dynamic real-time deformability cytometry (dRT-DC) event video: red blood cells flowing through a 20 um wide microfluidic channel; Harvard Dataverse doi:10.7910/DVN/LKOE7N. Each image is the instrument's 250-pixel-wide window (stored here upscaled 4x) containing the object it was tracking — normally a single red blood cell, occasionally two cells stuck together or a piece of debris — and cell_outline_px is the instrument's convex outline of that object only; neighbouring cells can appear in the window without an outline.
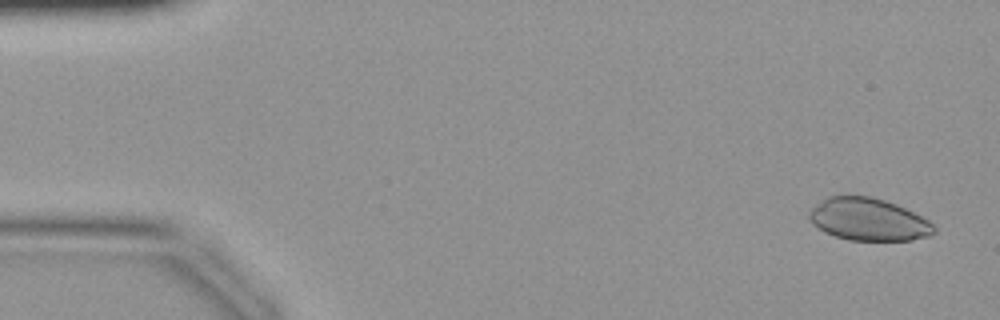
{"species": "common noctule bat (a hibernating species)", "species_latin": "Nyctalus noctula", "temperature_condition": "warm", "stored_images_in_passage": 43, "camera_frame_rate_fps": 3000, "um_per_image_px": 0.085, "animal": {"sex": "female", "body_mass_g": 19.9}, "frame": {"image": 1, "passage_image": 2, "time_ms": 0.333, "image_size_px": [1000, 320], "cell_outline_px": [[936, 232], [928, 236], [912, 240], [848, 240], [824, 232], [812, 224], [808, 216], [808, 212], [812, 208], [828, 196], [872, 196], [896, 204], [928, 220], [936, 228]], "centroid_in_image_um": [73.8, 18.66], "position_along_channel_um": 11.2, "area_um2": 30.69}}
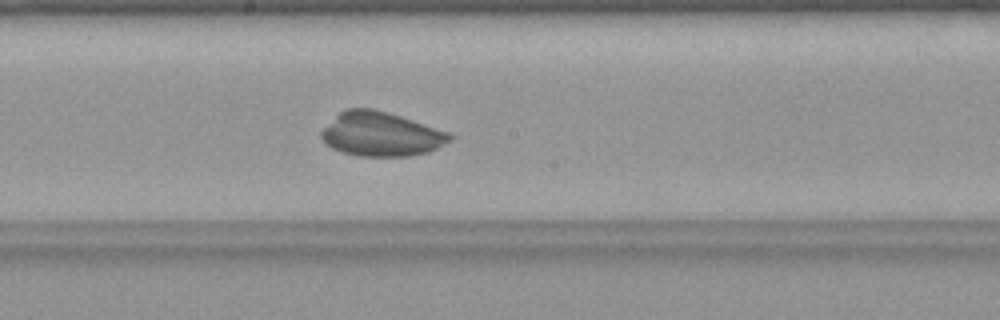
{"frame": {"image": 2, "passage_image": 23, "time_ms": 7.333, "image_size_px": [1000, 320], "cell_outline_px": [[452, 140], [428, 152], [408, 156], [356, 156], [340, 152], [332, 148], [320, 136], [320, 132], [340, 112], [348, 108], [372, 108], [388, 112], [448, 132], [452, 136]], "centroid_in_image_um": [32.37, 11.41], "position_along_channel_um": 215.8, "area_um2": 32.77}}
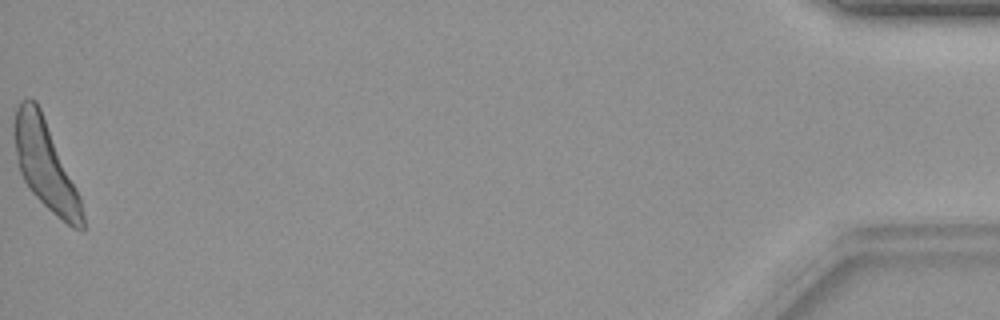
{"frame": {"image": 3, "passage_image": 43, "time_ms": 14.0, "image_size_px": [1000, 320], "cell_outline_px": [[84, 228], [72, 228], [56, 216], [32, 192], [24, 180], [20, 172], [16, 160], [12, 132], [12, 124], [16, 108], [20, 100], [36, 100], [40, 108], [80, 196], [84, 216]], "centroid_in_image_um": [3.81, 14.0], "position_along_channel_um": 431.4, "area_um2": 34.85}}